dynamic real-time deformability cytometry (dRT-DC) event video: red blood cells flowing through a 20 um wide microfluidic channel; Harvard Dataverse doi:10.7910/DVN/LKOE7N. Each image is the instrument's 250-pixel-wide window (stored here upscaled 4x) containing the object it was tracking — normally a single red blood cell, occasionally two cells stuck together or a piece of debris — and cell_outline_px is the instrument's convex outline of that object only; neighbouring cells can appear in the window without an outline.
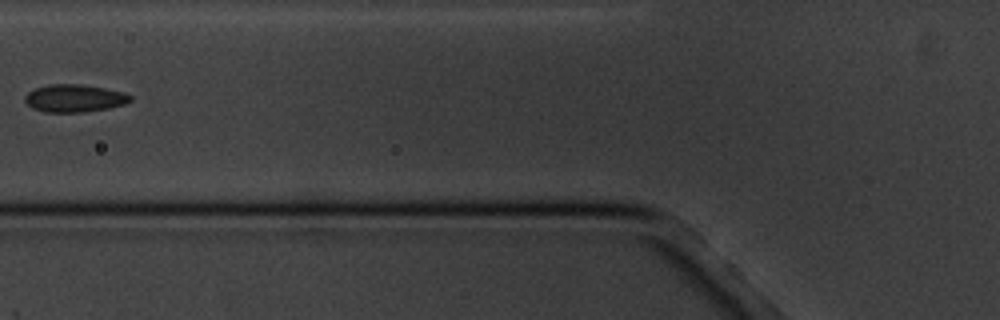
{"species": "common noctule bat (a hibernating species)", "species_latin": "Nyctalus noctula", "temperature_condition": "cold", "stored_images_in_passage": 9, "camera_frame_rate_fps": 3000, "um_per_image_px": 0.085, "animal": {"sex": "male", "body_mass_g": 20.1, "forearm_length_mm": 53.5}, "frame": {"image": 1, "passage_image": 6, "time_ms": 6.667, "image_size_px": [1000, 320], "cell_outline_px": [[132, 100], [124, 104], [108, 108], [84, 112], [44, 112], [32, 108], [24, 100], [24, 96], [28, 92], [36, 88], [48, 84], [80, 84], [104, 88], [124, 92], [132, 96]], "centroid_in_image_um": [6.32, 8.35], "position_along_channel_um": 119.5, "area_um2": 16.99}}
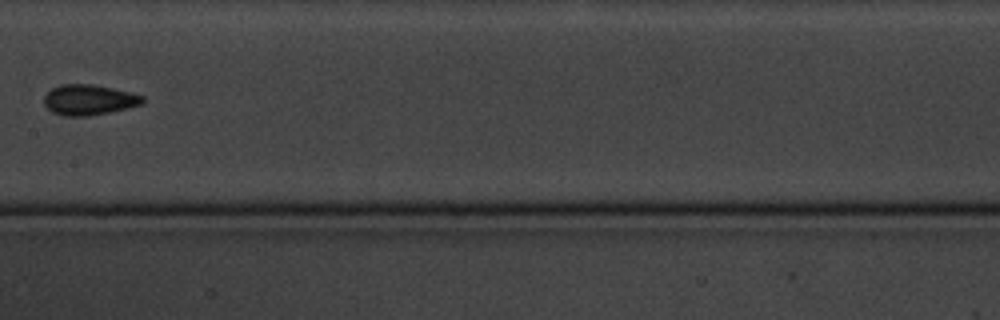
{"frame": {"image": 2, "passage_image": 8, "time_ms": 9.0, "image_size_px": [1000, 320], "cell_outline_px": [[144, 104], [128, 108], [88, 116], [64, 116], [52, 112], [44, 104], [44, 96], [52, 88], [60, 84], [92, 84], [112, 88], [144, 96]], "centroid_in_image_um": [7.55, 8.48], "position_along_channel_um": 199.8, "area_um2": 17.46}}
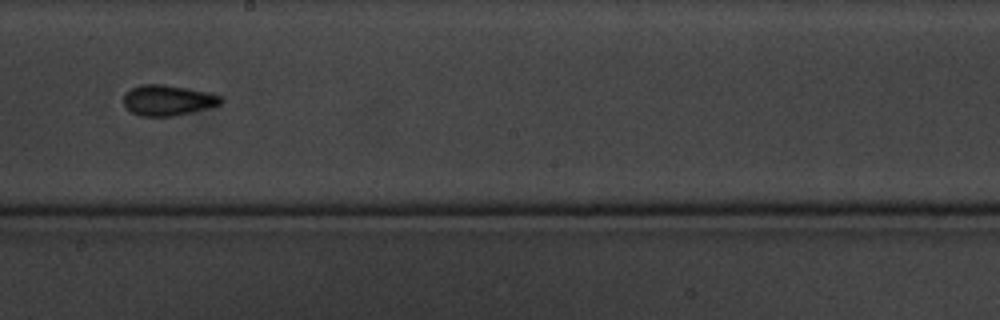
{"frame": {"image": 3, "passage_image": 9, "time_ms": 10.0, "image_size_px": [1000, 320], "cell_outline_px": [[224, 100], [220, 104], [192, 112], [172, 116], [140, 116], [132, 112], [124, 104], [124, 92], [140, 84], [164, 84], [204, 92], [220, 96]], "centroid_in_image_um": [14.22, 8.52], "position_along_channel_um": 234.0, "area_um2": 17.05}}